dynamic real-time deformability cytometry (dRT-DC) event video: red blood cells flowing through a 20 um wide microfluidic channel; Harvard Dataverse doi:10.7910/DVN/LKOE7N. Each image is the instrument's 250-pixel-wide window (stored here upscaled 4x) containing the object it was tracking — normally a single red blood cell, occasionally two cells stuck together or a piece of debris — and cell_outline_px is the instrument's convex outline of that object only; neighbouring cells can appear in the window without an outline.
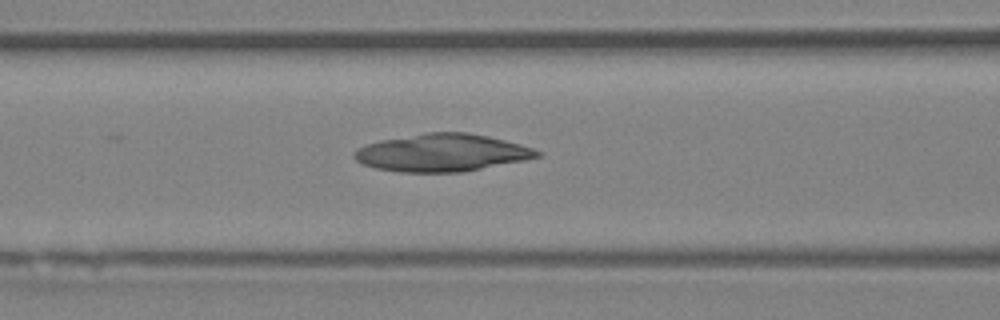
{"species": "Egyptian fruit bat (a non-hibernating species)", "species_latin": "Rousettus aegyptiacus", "temperature_condition": "room temperature", "stored_images_in_passage": 33, "camera_frame_rate_fps": 3000, "um_per_image_px": 0.085, "animal": {"sex": "female"}, "frame": {"image": 1, "passage_image": 19, "time_ms": 6.0, "image_size_px": [1000, 320], "cell_outline_px": [[544, 152], [540, 156], [524, 160], [460, 172], [400, 172], [376, 168], [364, 164], [356, 160], [352, 156], [352, 152], [356, 148], [380, 140], [428, 132], [468, 132], [488, 136], [520, 144]], "centroid_in_image_um": [37.55, 12.97], "position_along_channel_um": 129.1, "area_um2": 39.82}}
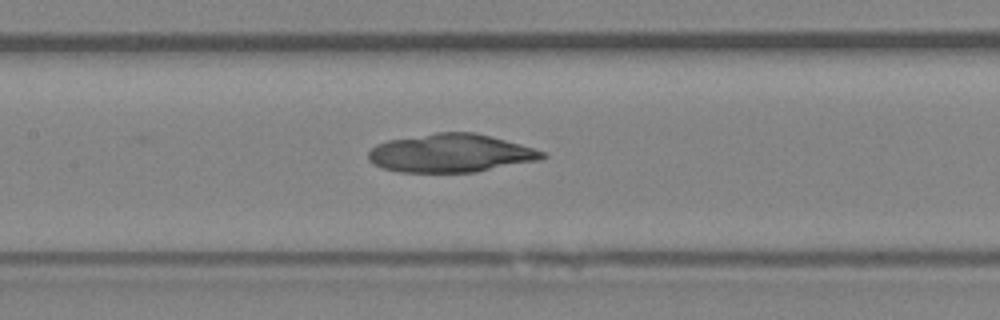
{"frame": {"image": 2, "passage_image": 22, "time_ms": 7.0, "image_size_px": [1000, 320], "cell_outline_px": [[548, 156], [540, 160], [476, 172], [400, 172], [384, 168], [372, 164], [368, 160], [368, 152], [376, 144], [388, 140], [436, 132], [472, 132], [520, 144], [544, 152]], "centroid_in_image_um": [38.29, 13.02], "position_along_channel_um": 169.1, "area_um2": 38.73}}
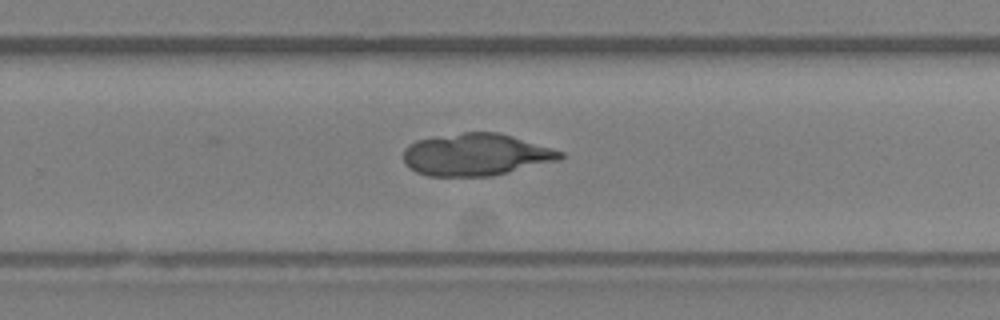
{"frame": {"image": 3, "passage_image": 31, "time_ms": 10.0, "image_size_px": [1000, 320], "cell_outline_px": [[564, 156], [560, 160], [492, 176], [428, 176], [416, 172], [408, 168], [404, 164], [404, 148], [408, 144], [416, 140], [464, 132], [500, 132], [552, 148], [564, 152]], "centroid_in_image_um": [40.45, 13.15], "position_along_channel_um": 289.4, "area_um2": 38.67}}